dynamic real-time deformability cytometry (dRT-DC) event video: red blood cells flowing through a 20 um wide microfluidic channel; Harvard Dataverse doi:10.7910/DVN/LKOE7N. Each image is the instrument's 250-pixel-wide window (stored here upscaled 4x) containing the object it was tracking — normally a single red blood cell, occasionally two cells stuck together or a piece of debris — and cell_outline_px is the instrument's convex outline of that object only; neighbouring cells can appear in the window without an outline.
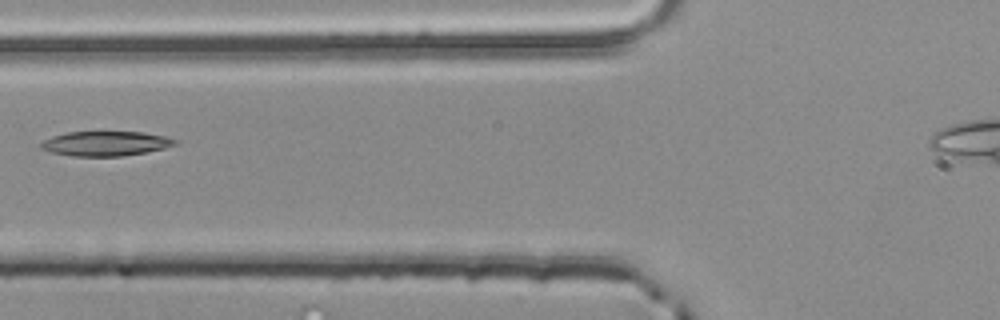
{"species": "common noctule bat (a hibernating species)", "species_latin": "Nyctalus noctula", "temperature_condition": "room temperature", "stored_images_in_passage": 3, "camera_frame_rate_fps": 3000, "um_per_image_px": 0.085, "animal": {"sex": "male", "body_mass_g": 20.4}, "frame": {"image": 1, "passage_image": 2, "time_ms": 0.333, "image_size_px": [1000, 320], "cell_outline_px": [[180, 140], [176, 144], [164, 148], [124, 156], [72, 156], [52, 152], [40, 148], [40, 144], [44, 140], [52, 136], [68, 132], [144, 132], [164, 136]], "centroid_in_image_um": [8.99, 12.2], "position_along_channel_um": 116.8, "area_um2": 19.19}}